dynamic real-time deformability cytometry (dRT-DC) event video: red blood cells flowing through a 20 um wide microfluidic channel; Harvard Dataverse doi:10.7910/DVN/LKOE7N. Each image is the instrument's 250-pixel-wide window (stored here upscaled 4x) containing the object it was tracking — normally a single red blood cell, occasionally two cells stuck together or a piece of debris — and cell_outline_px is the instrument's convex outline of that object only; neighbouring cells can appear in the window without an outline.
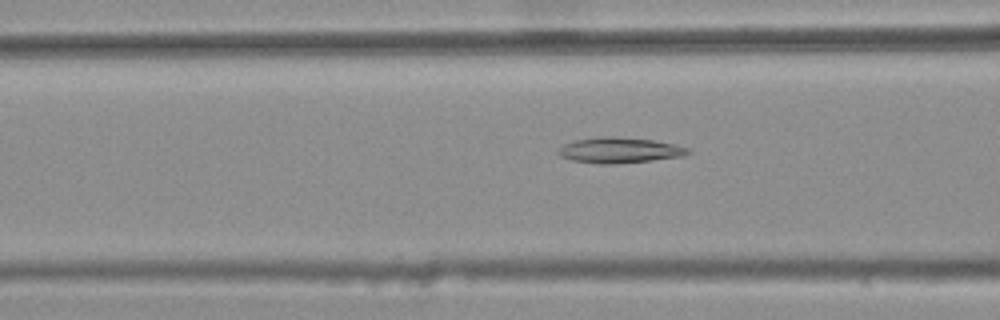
{"species": "common noctule bat (a hibernating species)", "species_latin": "Nyctalus noctula", "temperature_condition": "warm", "stored_images_in_passage": 41, "camera_frame_rate_fps": 3000, "um_per_image_px": 0.085, "animal": {"sex": "female", "body_mass_g": 25.1}, "frame": {"image": 1, "passage_image": 14, "time_ms": 4.333, "image_size_px": [1000, 320], "cell_outline_px": [[692, 152], [684, 156], [652, 160], [612, 164], [600, 164], [572, 160], [560, 156], [556, 152], [564, 144], [576, 140], [596, 136], [612, 136], [652, 140], [692, 148]], "centroid_in_image_um": [52.67, 12.77], "position_along_channel_um": 113.9, "area_um2": 19.36}}
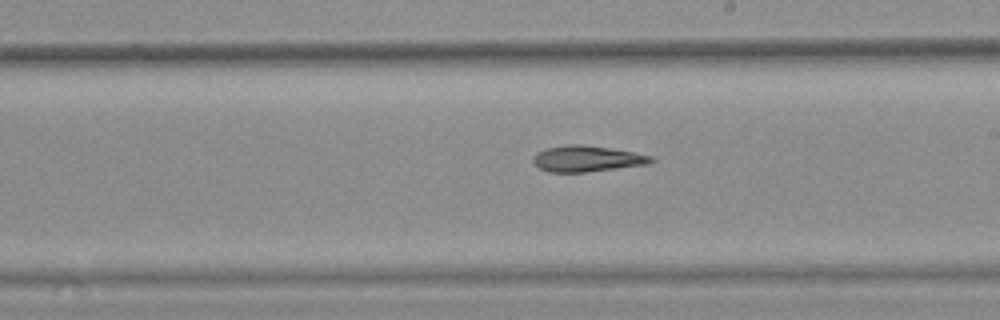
{"frame": {"image": 2, "passage_image": 24, "time_ms": 7.667, "image_size_px": [1000, 320], "cell_outline_px": [[656, 160], [648, 164], [584, 172], [548, 172], [540, 168], [532, 160], [532, 156], [536, 152], [548, 148], [568, 144], [584, 144], [632, 152], [652, 156]], "centroid_in_image_um": [49.87, 13.48], "position_along_channel_um": 239.1, "area_um2": 17.74}}
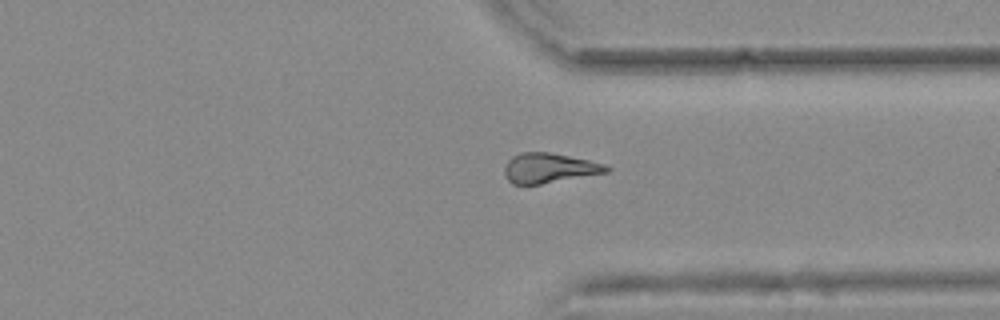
{"frame": {"image": 3, "passage_image": 34, "time_ms": 11.0, "image_size_px": [1000, 320], "cell_outline_px": [[612, 168], [608, 172], [540, 184], [512, 184], [504, 176], [504, 168], [508, 160], [512, 156], [520, 152], [548, 152], [588, 160], [604, 164]], "centroid_in_image_um": [46.65, 14.28], "position_along_channel_um": 364.8, "area_um2": 17.63}}